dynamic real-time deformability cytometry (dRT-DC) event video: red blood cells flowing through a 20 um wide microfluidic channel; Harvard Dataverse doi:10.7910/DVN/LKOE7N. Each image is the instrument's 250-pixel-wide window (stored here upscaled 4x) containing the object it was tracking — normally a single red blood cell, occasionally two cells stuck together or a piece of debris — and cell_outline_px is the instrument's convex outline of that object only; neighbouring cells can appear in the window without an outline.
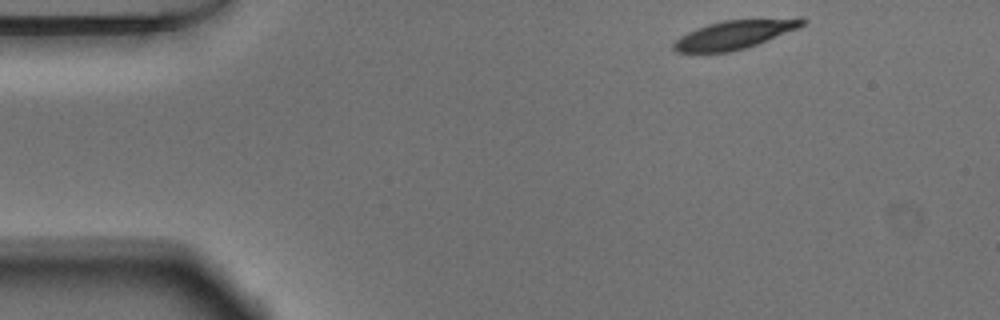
{"species": "Egyptian fruit bat (a non-hibernating species)", "species_latin": "Rousettus aegyptiacus", "temperature_condition": "warm", "stored_images_in_passage": 47, "camera_frame_rate_fps": 3000, "um_per_image_px": 0.085, "animal": {"sex": "male"}, "frame": {"image": 1, "passage_image": 1, "time_ms": 0.0, "image_size_px": [1000, 320], "cell_outline_px": [[808, 20], [804, 24], [796, 28], [756, 44], [744, 48], [728, 52], [676, 52], [672, 48], [672, 44], [680, 36], [688, 32], [708, 24], [724, 20], [800, 16]], "centroid_in_image_um": [62.47, 2.9], "position_along_channel_um": 22.5, "area_um2": 21.5}}
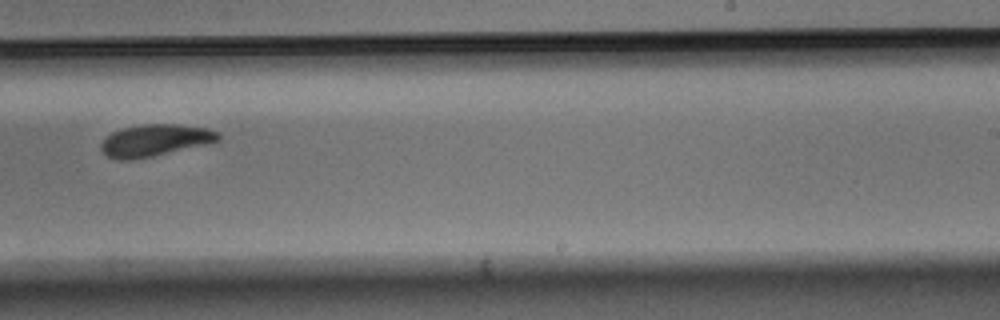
{"frame": {"image": 2, "passage_image": 27, "time_ms": 8.667, "image_size_px": [1000, 320], "cell_outline_px": [[220, 140], [204, 144], [152, 156], [128, 160], [120, 160], [108, 156], [100, 148], [100, 144], [112, 132], [124, 128], [144, 124], [180, 124], [208, 128], [216, 132], [220, 136]], "centroid_in_image_um": [13.16, 11.91], "position_along_channel_um": 275.8, "area_um2": 21.33}}
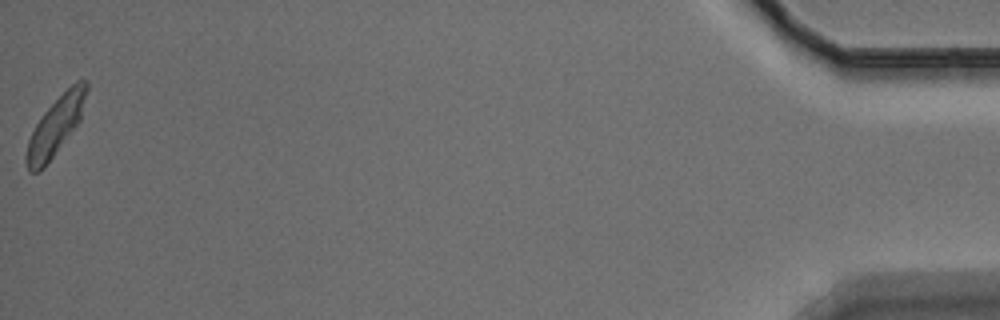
{"frame": {"image": 3, "passage_image": 47, "time_ms": 15.333, "image_size_px": [1000, 320], "cell_outline_px": [[88, 88], [80, 120], [44, 168], [36, 172], [28, 172], [24, 160], [24, 156], [28, 140], [36, 124], [44, 112], [76, 80], [88, 80]], "centroid_in_image_um": [4.71, 10.74], "position_along_channel_um": 430.5, "area_um2": 20.17}, "authors_computed_cell_mechanics": {"area_um2": 21.7906, "velocity_mm_per_s": 3.7872, "shape_relaxation_time_tau1_ms": 3.3837, "shape_relaxation_time_tau2_ms": null, "deformation_change_tau1": 0.1386, "deformation_change_tau2": null}}